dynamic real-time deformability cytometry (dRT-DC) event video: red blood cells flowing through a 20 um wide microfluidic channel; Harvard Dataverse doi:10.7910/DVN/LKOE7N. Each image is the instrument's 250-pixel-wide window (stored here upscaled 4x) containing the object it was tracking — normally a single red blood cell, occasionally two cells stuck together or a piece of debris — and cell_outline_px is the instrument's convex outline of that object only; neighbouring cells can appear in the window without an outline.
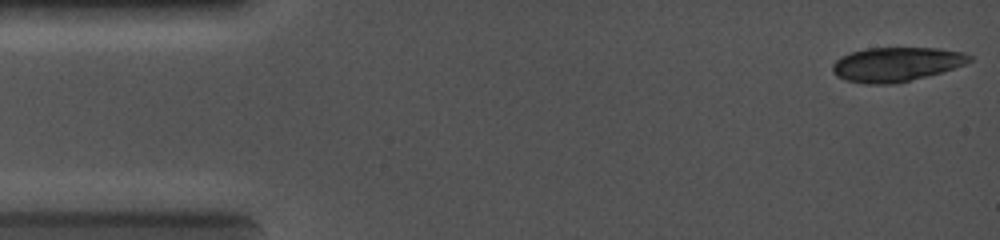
{"species": "common noctule bat (a hibernating species)", "species_latin": "Nyctalus noctula", "temperature_condition": "cold", "stored_images_in_passage": 9, "camera_frame_rate_fps": 5000, "um_per_image_px": 0.085, "animal": {"sex": "female", "body_mass_g": 19.0, "forearm_length_mm": 56.7}, "frame": {"image": 1, "passage_image": 1, "time_ms": 0.0, "image_size_px": [1000, 240], "cell_outline_px": [[972, 60], [964, 64], [940, 72], [892, 84], [864, 84], [848, 80], [836, 76], [832, 72], [832, 64], [840, 56], [852, 52], [868, 48], [936, 48], [964, 52], [972, 56]], "centroid_in_image_um": [76.14, 5.46], "position_along_channel_um": 8.9, "area_um2": 27.05}}